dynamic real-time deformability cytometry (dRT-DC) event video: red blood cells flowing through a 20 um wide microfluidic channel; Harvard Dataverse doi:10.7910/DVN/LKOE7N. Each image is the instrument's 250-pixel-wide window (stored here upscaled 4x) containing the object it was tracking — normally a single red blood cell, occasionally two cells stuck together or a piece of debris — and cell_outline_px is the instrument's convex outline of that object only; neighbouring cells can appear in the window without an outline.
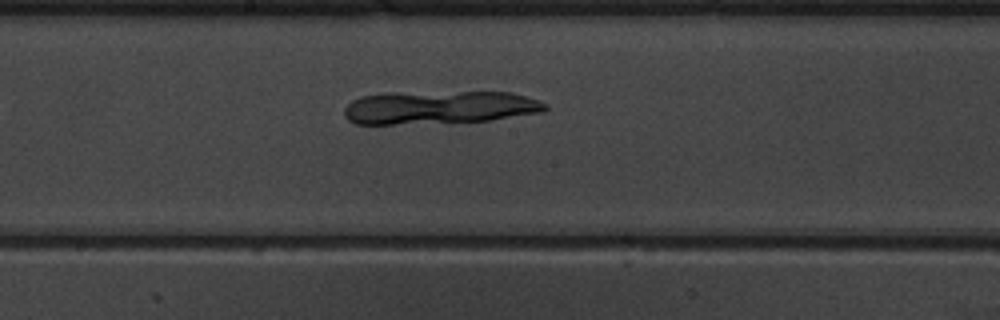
{"species": "common noctule bat (a hibernating species)", "species_latin": "Nyctalus noctula", "temperature_condition": "warm", "stored_images_in_passage": 7, "segment_of_instrument_passage": [2, 2], "camera_frame_rate_fps": 3000, "um_per_image_px": 0.085, "animal": {"sex": "male", "body_mass_g": 19.5, "forearm_length_mm": 54.6}, "frame": {"image": 1, "passage_image": 7, "time_ms": 13.333, "image_size_px": [1000, 320], "cell_outline_px": [[548, 108], [544, 112], [488, 120], [392, 124], [356, 124], [348, 120], [344, 116], [344, 108], [352, 100], [360, 96], [384, 92], [512, 92], [540, 100], [548, 104]], "centroid_in_image_um": [37.33, 9.11], "position_along_channel_um": 210.9, "area_um2": 39.07}}